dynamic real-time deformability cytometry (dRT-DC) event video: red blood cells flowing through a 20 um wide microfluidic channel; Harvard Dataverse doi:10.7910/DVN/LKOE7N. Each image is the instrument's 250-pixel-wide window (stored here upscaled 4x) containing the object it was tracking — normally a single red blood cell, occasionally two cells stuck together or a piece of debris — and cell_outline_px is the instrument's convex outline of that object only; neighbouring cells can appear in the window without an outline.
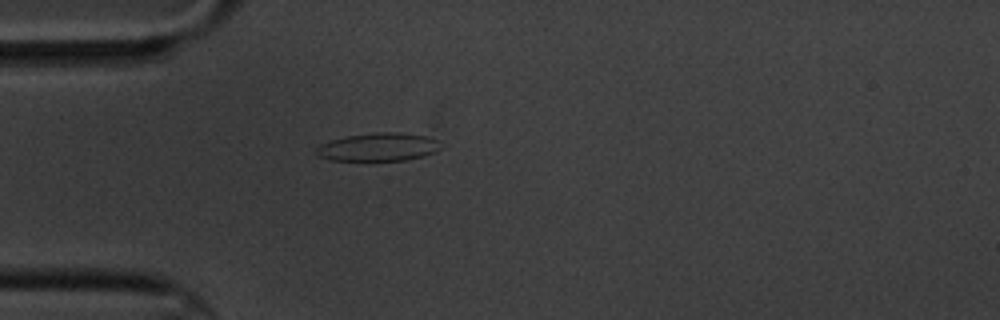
{"species": "common noctule bat (a hibernating species)", "species_latin": "Nyctalus noctula", "temperature_condition": "cold", "stored_images_in_passage": 4, "camera_frame_rate_fps": 3000, "um_per_image_px": 0.085, "animal": {"sex": "male", "body_mass_g": 20.1, "forearm_length_mm": 53.5}, "frame": {"image": 1, "passage_image": 4, "time_ms": 4.333, "image_size_px": [1000, 320], "cell_outline_px": [[440, 148], [436, 152], [424, 156], [404, 160], [332, 160], [320, 156], [316, 152], [316, 148], [320, 144], [332, 140], [348, 136], [376, 132], [400, 132], [428, 136], [440, 140]], "centroid_in_image_um": [32.23, 12.49], "position_along_channel_um": 52.8, "area_um2": 20.35}}